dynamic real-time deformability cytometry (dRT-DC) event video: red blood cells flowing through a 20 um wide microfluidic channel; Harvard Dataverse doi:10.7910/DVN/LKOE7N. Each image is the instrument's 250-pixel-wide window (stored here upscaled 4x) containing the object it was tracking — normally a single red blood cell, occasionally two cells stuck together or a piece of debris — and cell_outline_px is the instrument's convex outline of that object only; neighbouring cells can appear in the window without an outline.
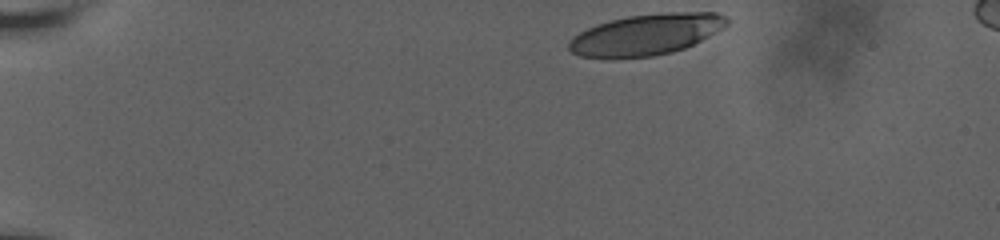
{"species": "human", "species_latin": "Homo sapiens", "temperature_condition": "room temperature", "stored_images_in_passage": 41, "camera_frame_rate_fps": 3000, "um_per_image_px": 0.085, "donor": {"sex": "male"}, "frame": {"image": 1, "passage_image": 1, "time_ms": 0.0, "image_size_px": [1000, 240], "cell_outline_px": [[728, 24], [724, 28], [684, 48], [672, 52], [652, 56], [612, 60], [580, 56], [572, 52], [568, 48], [568, 40], [572, 36], [596, 24], [628, 16], [668, 12], [716, 12], [728, 16]], "centroid_in_image_um": [54.89, 2.95], "position_along_channel_um": 30.1, "area_um2": 38.26}}
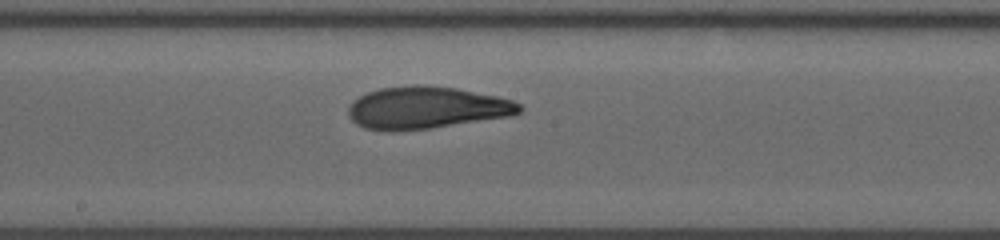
{"frame": {"image": 2, "passage_image": 24, "time_ms": 7.667, "image_size_px": [1000, 240], "cell_outline_px": [[524, 108], [520, 112], [512, 116], [428, 128], [392, 132], [364, 128], [356, 124], [348, 116], [348, 108], [352, 100], [368, 92], [380, 88], [412, 84], [420, 84], [456, 88], [496, 96], [512, 100], [520, 104]], "centroid_in_image_um": [36.22, 9.15], "position_along_channel_um": 212.0, "area_um2": 42.25}}
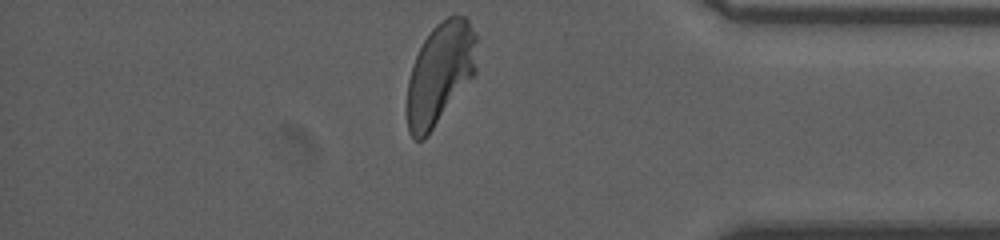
{"frame": {"image": 3, "passage_image": 41, "time_ms": 13.333, "image_size_px": [1000, 240], "cell_outline_px": [[476, 72], [428, 136], [424, 140], [412, 140], [408, 132], [408, 80], [416, 56], [424, 40], [432, 28], [436, 24], [448, 16], [456, 12], [464, 16], [468, 20], [476, 32]], "centroid_in_image_um": [37.42, 6.23], "position_along_channel_um": 397.8, "area_um2": 41.33}, "authors_computed_cell_mechanics": {"area_um2": 41.038, "velocity_mm_per_s": 3.6472, "shape_relaxation_time_tau1_ms": 6.8078, "shape_relaxation_time_tau2_ms": 1.462, "deformation_change_tau1": 0.2284, "deformation_change_tau2": 0.0827}}